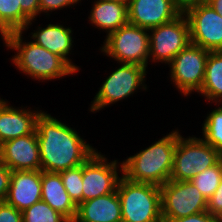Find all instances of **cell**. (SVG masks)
Wrapping results in <instances>:
<instances>
[{
	"label": "cell",
	"mask_w": 222,
	"mask_h": 222,
	"mask_svg": "<svg viewBox=\"0 0 222 222\" xmlns=\"http://www.w3.org/2000/svg\"><path fill=\"white\" fill-rule=\"evenodd\" d=\"M41 170L61 172L82 165L96 150L77 131L41 112L36 122Z\"/></svg>",
	"instance_id": "1"
},
{
	"label": "cell",
	"mask_w": 222,
	"mask_h": 222,
	"mask_svg": "<svg viewBox=\"0 0 222 222\" xmlns=\"http://www.w3.org/2000/svg\"><path fill=\"white\" fill-rule=\"evenodd\" d=\"M178 130L156 141L134 156L128 157L120 165L121 175L129 181L162 186L170 180Z\"/></svg>",
	"instance_id": "2"
},
{
	"label": "cell",
	"mask_w": 222,
	"mask_h": 222,
	"mask_svg": "<svg viewBox=\"0 0 222 222\" xmlns=\"http://www.w3.org/2000/svg\"><path fill=\"white\" fill-rule=\"evenodd\" d=\"M23 31H14L2 39L7 47L17 50L12 62L25 75L36 80H52L76 73L59 55L52 53L33 41L23 43Z\"/></svg>",
	"instance_id": "3"
},
{
	"label": "cell",
	"mask_w": 222,
	"mask_h": 222,
	"mask_svg": "<svg viewBox=\"0 0 222 222\" xmlns=\"http://www.w3.org/2000/svg\"><path fill=\"white\" fill-rule=\"evenodd\" d=\"M117 193L121 202L122 222H163L159 186L129 181L121 176Z\"/></svg>",
	"instance_id": "4"
},
{
	"label": "cell",
	"mask_w": 222,
	"mask_h": 222,
	"mask_svg": "<svg viewBox=\"0 0 222 222\" xmlns=\"http://www.w3.org/2000/svg\"><path fill=\"white\" fill-rule=\"evenodd\" d=\"M221 158L222 155L202 138L179 135L170 180L190 181Z\"/></svg>",
	"instance_id": "5"
},
{
	"label": "cell",
	"mask_w": 222,
	"mask_h": 222,
	"mask_svg": "<svg viewBox=\"0 0 222 222\" xmlns=\"http://www.w3.org/2000/svg\"><path fill=\"white\" fill-rule=\"evenodd\" d=\"M147 32L148 29L128 22L106 36L101 51L121 64H136L147 68L150 59Z\"/></svg>",
	"instance_id": "6"
},
{
	"label": "cell",
	"mask_w": 222,
	"mask_h": 222,
	"mask_svg": "<svg viewBox=\"0 0 222 222\" xmlns=\"http://www.w3.org/2000/svg\"><path fill=\"white\" fill-rule=\"evenodd\" d=\"M146 67L122 63L104 80L94 100L91 102V112L99 111L109 104H113L131 96L137 89H147L144 85Z\"/></svg>",
	"instance_id": "7"
},
{
	"label": "cell",
	"mask_w": 222,
	"mask_h": 222,
	"mask_svg": "<svg viewBox=\"0 0 222 222\" xmlns=\"http://www.w3.org/2000/svg\"><path fill=\"white\" fill-rule=\"evenodd\" d=\"M162 220L207 211V200L191 181L169 180L160 186Z\"/></svg>",
	"instance_id": "8"
},
{
	"label": "cell",
	"mask_w": 222,
	"mask_h": 222,
	"mask_svg": "<svg viewBox=\"0 0 222 222\" xmlns=\"http://www.w3.org/2000/svg\"><path fill=\"white\" fill-rule=\"evenodd\" d=\"M209 52L190 43L168 64L171 65L170 78L184 96L201 90Z\"/></svg>",
	"instance_id": "9"
},
{
	"label": "cell",
	"mask_w": 222,
	"mask_h": 222,
	"mask_svg": "<svg viewBox=\"0 0 222 222\" xmlns=\"http://www.w3.org/2000/svg\"><path fill=\"white\" fill-rule=\"evenodd\" d=\"M149 33V55L153 62L169 64L191 43L189 24L183 13L169 23L149 29Z\"/></svg>",
	"instance_id": "10"
},
{
	"label": "cell",
	"mask_w": 222,
	"mask_h": 222,
	"mask_svg": "<svg viewBox=\"0 0 222 222\" xmlns=\"http://www.w3.org/2000/svg\"><path fill=\"white\" fill-rule=\"evenodd\" d=\"M190 41L208 51H222V16L209 4L198 3L183 10Z\"/></svg>",
	"instance_id": "11"
},
{
	"label": "cell",
	"mask_w": 222,
	"mask_h": 222,
	"mask_svg": "<svg viewBox=\"0 0 222 222\" xmlns=\"http://www.w3.org/2000/svg\"><path fill=\"white\" fill-rule=\"evenodd\" d=\"M107 161V158L101 155L100 152L95 151L82 164V202L117 190L121 178L117 172L119 168L118 161Z\"/></svg>",
	"instance_id": "12"
},
{
	"label": "cell",
	"mask_w": 222,
	"mask_h": 222,
	"mask_svg": "<svg viewBox=\"0 0 222 222\" xmlns=\"http://www.w3.org/2000/svg\"><path fill=\"white\" fill-rule=\"evenodd\" d=\"M183 13L175 0H129L128 22L151 29L176 19Z\"/></svg>",
	"instance_id": "13"
},
{
	"label": "cell",
	"mask_w": 222,
	"mask_h": 222,
	"mask_svg": "<svg viewBox=\"0 0 222 222\" xmlns=\"http://www.w3.org/2000/svg\"><path fill=\"white\" fill-rule=\"evenodd\" d=\"M0 162L12 171L41 170L36 131L0 144Z\"/></svg>",
	"instance_id": "14"
},
{
	"label": "cell",
	"mask_w": 222,
	"mask_h": 222,
	"mask_svg": "<svg viewBox=\"0 0 222 222\" xmlns=\"http://www.w3.org/2000/svg\"><path fill=\"white\" fill-rule=\"evenodd\" d=\"M41 200V170L12 171L5 202L23 212Z\"/></svg>",
	"instance_id": "15"
},
{
	"label": "cell",
	"mask_w": 222,
	"mask_h": 222,
	"mask_svg": "<svg viewBox=\"0 0 222 222\" xmlns=\"http://www.w3.org/2000/svg\"><path fill=\"white\" fill-rule=\"evenodd\" d=\"M42 111L16 109L0 99V144L5 141L32 134L36 131L37 118Z\"/></svg>",
	"instance_id": "16"
},
{
	"label": "cell",
	"mask_w": 222,
	"mask_h": 222,
	"mask_svg": "<svg viewBox=\"0 0 222 222\" xmlns=\"http://www.w3.org/2000/svg\"><path fill=\"white\" fill-rule=\"evenodd\" d=\"M75 222H122L121 202L117 190L83 201L77 206Z\"/></svg>",
	"instance_id": "17"
},
{
	"label": "cell",
	"mask_w": 222,
	"mask_h": 222,
	"mask_svg": "<svg viewBox=\"0 0 222 222\" xmlns=\"http://www.w3.org/2000/svg\"><path fill=\"white\" fill-rule=\"evenodd\" d=\"M41 200L69 221H74L77 205L68 195L60 173L41 170Z\"/></svg>",
	"instance_id": "18"
},
{
	"label": "cell",
	"mask_w": 222,
	"mask_h": 222,
	"mask_svg": "<svg viewBox=\"0 0 222 222\" xmlns=\"http://www.w3.org/2000/svg\"><path fill=\"white\" fill-rule=\"evenodd\" d=\"M35 44L44 47L48 51L62 57L76 72L78 66L72 64L67 57L72 49V30L60 24H48L46 28L38 27L31 37Z\"/></svg>",
	"instance_id": "19"
},
{
	"label": "cell",
	"mask_w": 222,
	"mask_h": 222,
	"mask_svg": "<svg viewBox=\"0 0 222 222\" xmlns=\"http://www.w3.org/2000/svg\"><path fill=\"white\" fill-rule=\"evenodd\" d=\"M89 21L107 36L128 23V3L115 0H97L93 3Z\"/></svg>",
	"instance_id": "20"
},
{
	"label": "cell",
	"mask_w": 222,
	"mask_h": 222,
	"mask_svg": "<svg viewBox=\"0 0 222 222\" xmlns=\"http://www.w3.org/2000/svg\"><path fill=\"white\" fill-rule=\"evenodd\" d=\"M208 102H222V51L209 52L202 88L198 92ZM221 99V100H220Z\"/></svg>",
	"instance_id": "21"
},
{
	"label": "cell",
	"mask_w": 222,
	"mask_h": 222,
	"mask_svg": "<svg viewBox=\"0 0 222 222\" xmlns=\"http://www.w3.org/2000/svg\"><path fill=\"white\" fill-rule=\"evenodd\" d=\"M21 31L20 0H0V34Z\"/></svg>",
	"instance_id": "22"
},
{
	"label": "cell",
	"mask_w": 222,
	"mask_h": 222,
	"mask_svg": "<svg viewBox=\"0 0 222 222\" xmlns=\"http://www.w3.org/2000/svg\"><path fill=\"white\" fill-rule=\"evenodd\" d=\"M222 180V158L212 167L202 171L190 181L208 200L216 191Z\"/></svg>",
	"instance_id": "23"
},
{
	"label": "cell",
	"mask_w": 222,
	"mask_h": 222,
	"mask_svg": "<svg viewBox=\"0 0 222 222\" xmlns=\"http://www.w3.org/2000/svg\"><path fill=\"white\" fill-rule=\"evenodd\" d=\"M202 131V139L222 155V106L206 117Z\"/></svg>",
	"instance_id": "24"
},
{
	"label": "cell",
	"mask_w": 222,
	"mask_h": 222,
	"mask_svg": "<svg viewBox=\"0 0 222 222\" xmlns=\"http://www.w3.org/2000/svg\"><path fill=\"white\" fill-rule=\"evenodd\" d=\"M23 222H68L61 213L40 200L22 212Z\"/></svg>",
	"instance_id": "25"
},
{
	"label": "cell",
	"mask_w": 222,
	"mask_h": 222,
	"mask_svg": "<svg viewBox=\"0 0 222 222\" xmlns=\"http://www.w3.org/2000/svg\"><path fill=\"white\" fill-rule=\"evenodd\" d=\"M59 173L68 195L78 206L82 203V165L63 170Z\"/></svg>",
	"instance_id": "26"
},
{
	"label": "cell",
	"mask_w": 222,
	"mask_h": 222,
	"mask_svg": "<svg viewBox=\"0 0 222 222\" xmlns=\"http://www.w3.org/2000/svg\"><path fill=\"white\" fill-rule=\"evenodd\" d=\"M21 6V31L28 29L35 16L40 13L39 0H20Z\"/></svg>",
	"instance_id": "27"
},
{
	"label": "cell",
	"mask_w": 222,
	"mask_h": 222,
	"mask_svg": "<svg viewBox=\"0 0 222 222\" xmlns=\"http://www.w3.org/2000/svg\"><path fill=\"white\" fill-rule=\"evenodd\" d=\"M207 212L213 216L222 218V180L216 191L207 200Z\"/></svg>",
	"instance_id": "28"
},
{
	"label": "cell",
	"mask_w": 222,
	"mask_h": 222,
	"mask_svg": "<svg viewBox=\"0 0 222 222\" xmlns=\"http://www.w3.org/2000/svg\"><path fill=\"white\" fill-rule=\"evenodd\" d=\"M0 222H23L22 212L7 202H0Z\"/></svg>",
	"instance_id": "29"
},
{
	"label": "cell",
	"mask_w": 222,
	"mask_h": 222,
	"mask_svg": "<svg viewBox=\"0 0 222 222\" xmlns=\"http://www.w3.org/2000/svg\"><path fill=\"white\" fill-rule=\"evenodd\" d=\"M163 222H222V218L204 211L178 219L163 220Z\"/></svg>",
	"instance_id": "30"
},
{
	"label": "cell",
	"mask_w": 222,
	"mask_h": 222,
	"mask_svg": "<svg viewBox=\"0 0 222 222\" xmlns=\"http://www.w3.org/2000/svg\"><path fill=\"white\" fill-rule=\"evenodd\" d=\"M81 0H39L40 14L41 12H49L52 10L62 9L67 6L77 4Z\"/></svg>",
	"instance_id": "31"
},
{
	"label": "cell",
	"mask_w": 222,
	"mask_h": 222,
	"mask_svg": "<svg viewBox=\"0 0 222 222\" xmlns=\"http://www.w3.org/2000/svg\"><path fill=\"white\" fill-rule=\"evenodd\" d=\"M12 170L0 162V202H4L10 186Z\"/></svg>",
	"instance_id": "32"
},
{
	"label": "cell",
	"mask_w": 222,
	"mask_h": 222,
	"mask_svg": "<svg viewBox=\"0 0 222 222\" xmlns=\"http://www.w3.org/2000/svg\"><path fill=\"white\" fill-rule=\"evenodd\" d=\"M179 7L184 10L187 7L198 4V3H206L208 0H175Z\"/></svg>",
	"instance_id": "33"
},
{
	"label": "cell",
	"mask_w": 222,
	"mask_h": 222,
	"mask_svg": "<svg viewBox=\"0 0 222 222\" xmlns=\"http://www.w3.org/2000/svg\"><path fill=\"white\" fill-rule=\"evenodd\" d=\"M206 3L222 16V0H208Z\"/></svg>",
	"instance_id": "34"
},
{
	"label": "cell",
	"mask_w": 222,
	"mask_h": 222,
	"mask_svg": "<svg viewBox=\"0 0 222 222\" xmlns=\"http://www.w3.org/2000/svg\"><path fill=\"white\" fill-rule=\"evenodd\" d=\"M115 1H120V2H123V3H128L129 0H115Z\"/></svg>",
	"instance_id": "35"
}]
</instances>
